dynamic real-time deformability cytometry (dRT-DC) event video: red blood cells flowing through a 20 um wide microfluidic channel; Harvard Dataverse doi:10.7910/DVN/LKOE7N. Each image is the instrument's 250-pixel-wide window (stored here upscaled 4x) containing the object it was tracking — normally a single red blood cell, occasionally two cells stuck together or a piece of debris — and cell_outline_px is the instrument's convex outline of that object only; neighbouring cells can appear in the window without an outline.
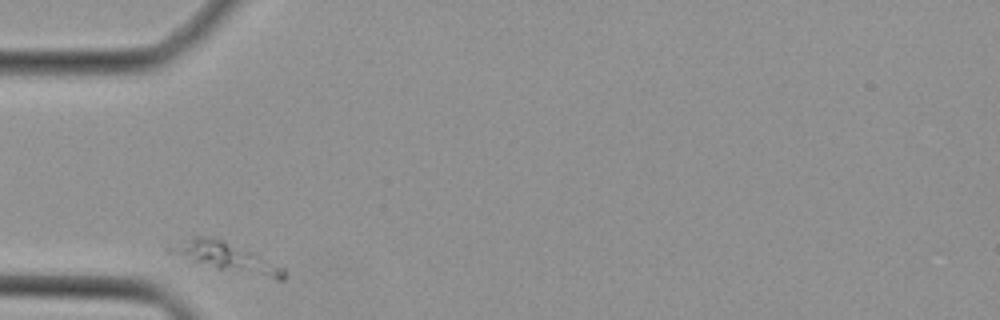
{"species": "Egyptian fruit bat (a non-hibernating species)", "species_latin": "Rousettus aegyptiacus", "temperature_condition": "cold", "stored_images_in_passage": 25, "camera_frame_rate_fps": 3000, "um_per_image_px": 0.085, "animal": {"sex": "female"}, "frame": {"image": 1, "passage_image": 1, "time_ms": 0.0, "image_size_px": [1000, 320], "cell_outline_px": [[284, 280], [276, 280], [216, 268], [196, 260], [180, 252], [180, 248], [192, 236], [208, 236], [224, 240], [284, 268]], "centroid_in_image_um": [19.57, 21.91], "position_along_channel_um": 65.4, "area_um2": 16.82}}
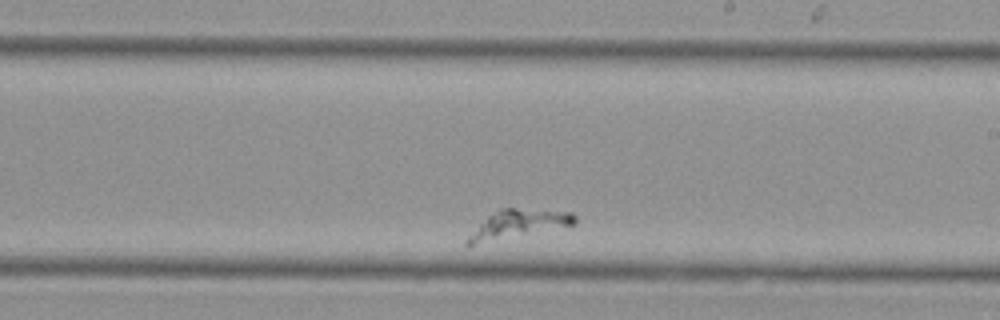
{"frame": {"image": 2, "passage_image": 15, "time_ms": 4.667, "image_size_px": [1000, 320], "cell_outline_px": [[576, 224], [468, 248], [464, 244], [464, 240], [488, 216], [500, 208], [516, 208], [572, 212], [576, 216]], "centroid_in_image_um": [43.97, 19.1], "position_along_channel_um": 245.0, "area_um2": 18.15}}
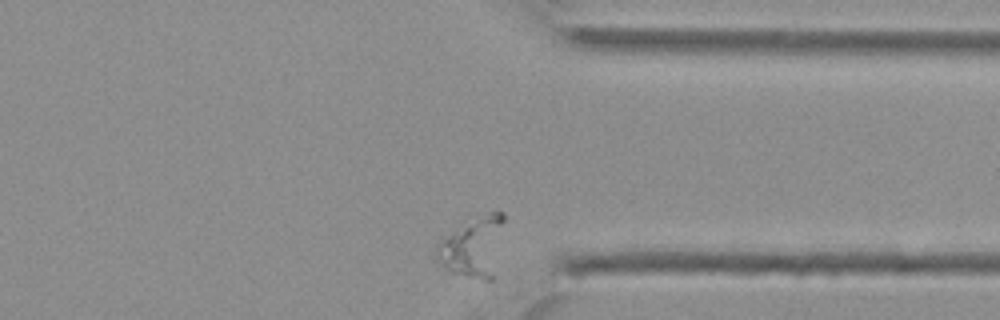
{"frame": {"image": 3, "passage_image": 25, "time_ms": 8.0, "image_size_px": [1000, 320], "cell_outline_px": [[504, 220], [492, 280], [484, 280], [452, 272], [444, 268], [436, 260], [436, 256], [444, 240], [448, 236], [488, 212], [496, 208], [504, 212]], "centroid_in_image_um": [40.28, 21.0], "position_along_channel_um": 371.1, "area_um2": 22.31}}